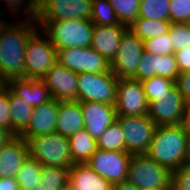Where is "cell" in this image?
Masks as SVG:
<instances>
[{
	"label": "cell",
	"mask_w": 190,
	"mask_h": 190,
	"mask_svg": "<svg viewBox=\"0 0 190 190\" xmlns=\"http://www.w3.org/2000/svg\"><path fill=\"white\" fill-rule=\"evenodd\" d=\"M7 86L33 107L41 106L52 99L43 79L12 78L7 80Z\"/></svg>",
	"instance_id": "cell-20"
},
{
	"label": "cell",
	"mask_w": 190,
	"mask_h": 190,
	"mask_svg": "<svg viewBox=\"0 0 190 190\" xmlns=\"http://www.w3.org/2000/svg\"><path fill=\"white\" fill-rule=\"evenodd\" d=\"M58 101L51 99L41 106L34 107L27 129L20 135L27 140L56 132Z\"/></svg>",
	"instance_id": "cell-17"
},
{
	"label": "cell",
	"mask_w": 190,
	"mask_h": 190,
	"mask_svg": "<svg viewBox=\"0 0 190 190\" xmlns=\"http://www.w3.org/2000/svg\"><path fill=\"white\" fill-rule=\"evenodd\" d=\"M68 141L74 164L87 163L98 149L97 140L93 139L85 128L71 135Z\"/></svg>",
	"instance_id": "cell-24"
},
{
	"label": "cell",
	"mask_w": 190,
	"mask_h": 190,
	"mask_svg": "<svg viewBox=\"0 0 190 190\" xmlns=\"http://www.w3.org/2000/svg\"><path fill=\"white\" fill-rule=\"evenodd\" d=\"M37 28V21L23 20H5L0 26V74L6 80L25 78L26 42Z\"/></svg>",
	"instance_id": "cell-1"
},
{
	"label": "cell",
	"mask_w": 190,
	"mask_h": 190,
	"mask_svg": "<svg viewBox=\"0 0 190 190\" xmlns=\"http://www.w3.org/2000/svg\"><path fill=\"white\" fill-rule=\"evenodd\" d=\"M169 35L174 52L190 46V24L189 23H171Z\"/></svg>",
	"instance_id": "cell-35"
},
{
	"label": "cell",
	"mask_w": 190,
	"mask_h": 190,
	"mask_svg": "<svg viewBox=\"0 0 190 190\" xmlns=\"http://www.w3.org/2000/svg\"><path fill=\"white\" fill-rule=\"evenodd\" d=\"M143 89L148 103L168 94V91L175 85L171 79L154 76L142 81Z\"/></svg>",
	"instance_id": "cell-33"
},
{
	"label": "cell",
	"mask_w": 190,
	"mask_h": 190,
	"mask_svg": "<svg viewBox=\"0 0 190 190\" xmlns=\"http://www.w3.org/2000/svg\"><path fill=\"white\" fill-rule=\"evenodd\" d=\"M139 17L170 21V0H140Z\"/></svg>",
	"instance_id": "cell-30"
},
{
	"label": "cell",
	"mask_w": 190,
	"mask_h": 190,
	"mask_svg": "<svg viewBox=\"0 0 190 190\" xmlns=\"http://www.w3.org/2000/svg\"><path fill=\"white\" fill-rule=\"evenodd\" d=\"M33 1H34V3L38 6L39 3H40L42 0H33Z\"/></svg>",
	"instance_id": "cell-48"
},
{
	"label": "cell",
	"mask_w": 190,
	"mask_h": 190,
	"mask_svg": "<svg viewBox=\"0 0 190 190\" xmlns=\"http://www.w3.org/2000/svg\"><path fill=\"white\" fill-rule=\"evenodd\" d=\"M84 117V128L95 140L106 131V128L112 125L117 114L115 106L94 101L80 102Z\"/></svg>",
	"instance_id": "cell-16"
},
{
	"label": "cell",
	"mask_w": 190,
	"mask_h": 190,
	"mask_svg": "<svg viewBox=\"0 0 190 190\" xmlns=\"http://www.w3.org/2000/svg\"><path fill=\"white\" fill-rule=\"evenodd\" d=\"M2 1L4 4H6V9L5 10H9L10 13L12 12V14L15 16L16 14V18L17 16L19 17L22 13V18H20L19 20H23V21H37V5L34 3L33 0H0ZM3 9L0 10V17L4 20H7L5 18L6 12L4 13V11H2ZM15 13V14H14Z\"/></svg>",
	"instance_id": "cell-32"
},
{
	"label": "cell",
	"mask_w": 190,
	"mask_h": 190,
	"mask_svg": "<svg viewBox=\"0 0 190 190\" xmlns=\"http://www.w3.org/2000/svg\"><path fill=\"white\" fill-rule=\"evenodd\" d=\"M99 150L125 151V137L120 124L115 121L97 140Z\"/></svg>",
	"instance_id": "cell-29"
},
{
	"label": "cell",
	"mask_w": 190,
	"mask_h": 190,
	"mask_svg": "<svg viewBox=\"0 0 190 190\" xmlns=\"http://www.w3.org/2000/svg\"><path fill=\"white\" fill-rule=\"evenodd\" d=\"M84 128V117L77 100L58 101L56 133L70 137Z\"/></svg>",
	"instance_id": "cell-21"
},
{
	"label": "cell",
	"mask_w": 190,
	"mask_h": 190,
	"mask_svg": "<svg viewBox=\"0 0 190 190\" xmlns=\"http://www.w3.org/2000/svg\"><path fill=\"white\" fill-rule=\"evenodd\" d=\"M127 30L128 28L122 24L113 26L94 24L90 46L111 63L116 56L120 40Z\"/></svg>",
	"instance_id": "cell-18"
},
{
	"label": "cell",
	"mask_w": 190,
	"mask_h": 190,
	"mask_svg": "<svg viewBox=\"0 0 190 190\" xmlns=\"http://www.w3.org/2000/svg\"><path fill=\"white\" fill-rule=\"evenodd\" d=\"M91 21L93 24L104 26L120 24L108 0H92Z\"/></svg>",
	"instance_id": "cell-31"
},
{
	"label": "cell",
	"mask_w": 190,
	"mask_h": 190,
	"mask_svg": "<svg viewBox=\"0 0 190 190\" xmlns=\"http://www.w3.org/2000/svg\"><path fill=\"white\" fill-rule=\"evenodd\" d=\"M69 182V168L42 166L41 182L33 190H65Z\"/></svg>",
	"instance_id": "cell-25"
},
{
	"label": "cell",
	"mask_w": 190,
	"mask_h": 190,
	"mask_svg": "<svg viewBox=\"0 0 190 190\" xmlns=\"http://www.w3.org/2000/svg\"><path fill=\"white\" fill-rule=\"evenodd\" d=\"M170 22H190V0H170Z\"/></svg>",
	"instance_id": "cell-38"
},
{
	"label": "cell",
	"mask_w": 190,
	"mask_h": 190,
	"mask_svg": "<svg viewBox=\"0 0 190 190\" xmlns=\"http://www.w3.org/2000/svg\"><path fill=\"white\" fill-rule=\"evenodd\" d=\"M171 190H190V164L172 171Z\"/></svg>",
	"instance_id": "cell-39"
},
{
	"label": "cell",
	"mask_w": 190,
	"mask_h": 190,
	"mask_svg": "<svg viewBox=\"0 0 190 190\" xmlns=\"http://www.w3.org/2000/svg\"><path fill=\"white\" fill-rule=\"evenodd\" d=\"M171 22L166 20H151L138 18V20L128 28L140 39H150L168 33Z\"/></svg>",
	"instance_id": "cell-27"
},
{
	"label": "cell",
	"mask_w": 190,
	"mask_h": 190,
	"mask_svg": "<svg viewBox=\"0 0 190 190\" xmlns=\"http://www.w3.org/2000/svg\"><path fill=\"white\" fill-rule=\"evenodd\" d=\"M15 136L6 128L0 126V148L11 141Z\"/></svg>",
	"instance_id": "cell-44"
},
{
	"label": "cell",
	"mask_w": 190,
	"mask_h": 190,
	"mask_svg": "<svg viewBox=\"0 0 190 190\" xmlns=\"http://www.w3.org/2000/svg\"><path fill=\"white\" fill-rule=\"evenodd\" d=\"M149 103L142 82L133 78L118 80L115 110L117 116H140L148 114Z\"/></svg>",
	"instance_id": "cell-13"
},
{
	"label": "cell",
	"mask_w": 190,
	"mask_h": 190,
	"mask_svg": "<svg viewBox=\"0 0 190 190\" xmlns=\"http://www.w3.org/2000/svg\"><path fill=\"white\" fill-rule=\"evenodd\" d=\"M58 63L76 73L109 72L110 62L89 47L63 48L57 50Z\"/></svg>",
	"instance_id": "cell-11"
},
{
	"label": "cell",
	"mask_w": 190,
	"mask_h": 190,
	"mask_svg": "<svg viewBox=\"0 0 190 190\" xmlns=\"http://www.w3.org/2000/svg\"><path fill=\"white\" fill-rule=\"evenodd\" d=\"M154 76H156V55L144 51L136 74L132 78L142 82Z\"/></svg>",
	"instance_id": "cell-37"
},
{
	"label": "cell",
	"mask_w": 190,
	"mask_h": 190,
	"mask_svg": "<svg viewBox=\"0 0 190 190\" xmlns=\"http://www.w3.org/2000/svg\"><path fill=\"white\" fill-rule=\"evenodd\" d=\"M118 80L111 70L103 73H78L77 101L115 106Z\"/></svg>",
	"instance_id": "cell-7"
},
{
	"label": "cell",
	"mask_w": 190,
	"mask_h": 190,
	"mask_svg": "<svg viewBox=\"0 0 190 190\" xmlns=\"http://www.w3.org/2000/svg\"><path fill=\"white\" fill-rule=\"evenodd\" d=\"M184 104L178 87L174 85L168 94L149 103L148 116L157 126L183 124Z\"/></svg>",
	"instance_id": "cell-14"
},
{
	"label": "cell",
	"mask_w": 190,
	"mask_h": 190,
	"mask_svg": "<svg viewBox=\"0 0 190 190\" xmlns=\"http://www.w3.org/2000/svg\"><path fill=\"white\" fill-rule=\"evenodd\" d=\"M5 89L9 92L10 120L14 136H20L29 124L34 107L29 105L25 99L16 95L7 85Z\"/></svg>",
	"instance_id": "cell-23"
},
{
	"label": "cell",
	"mask_w": 190,
	"mask_h": 190,
	"mask_svg": "<svg viewBox=\"0 0 190 190\" xmlns=\"http://www.w3.org/2000/svg\"><path fill=\"white\" fill-rule=\"evenodd\" d=\"M190 133L182 125L157 126L146 153L152 160L171 171L189 164Z\"/></svg>",
	"instance_id": "cell-2"
},
{
	"label": "cell",
	"mask_w": 190,
	"mask_h": 190,
	"mask_svg": "<svg viewBox=\"0 0 190 190\" xmlns=\"http://www.w3.org/2000/svg\"><path fill=\"white\" fill-rule=\"evenodd\" d=\"M41 30L48 36L56 50L89 47L94 24L88 19H65L47 21Z\"/></svg>",
	"instance_id": "cell-3"
},
{
	"label": "cell",
	"mask_w": 190,
	"mask_h": 190,
	"mask_svg": "<svg viewBox=\"0 0 190 190\" xmlns=\"http://www.w3.org/2000/svg\"><path fill=\"white\" fill-rule=\"evenodd\" d=\"M92 0H42L37 6V25L65 19L91 20Z\"/></svg>",
	"instance_id": "cell-9"
},
{
	"label": "cell",
	"mask_w": 190,
	"mask_h": 190,
	"mask_svg": "<svg viewBox=\"0 0 190 190\" xmlns=\"http://www.w3.org/2000/svg\"><path fill=\"white\" fill-rule=\"evenodd\" d=\"M132 154L126 151H107L97 149L86 163L98 175L112 185L127 180Z\"/></svg>",
	"instance_id": "cell-10"
},
{
	"label": "cell",
	"mask_w": 190,
	"mask_h": 190,
	"mask_svg": "<svg viewBox=\"0 0 190 190\" xmlns=\"http://www.w3.org/2000/svg\"><path fill=\"white\" fill-rule=\"evenodd\" d=\"M29 156L42 165L70 168L74 165L68 137L51 133L26 140Z\"/></svg>",
	"instance_id": "cell-5"
},
{
	"label": "cell",
	"mask_w": 190,
	"mask_h": 190,
	"mask_svg": "<svg viewBox=\"0 0 190 190\" xmlns=\"http://www.w3.org/2000/svg\"><path fill=\"white\" fill-rule=\"evenodd\" d=\"M189 164H190V147H189Z\"/></svg>",
	"instance_id": "cell-50"
},
{
	"label": "cell",
	"mask_w": 190,
	"mask_h": 190,
	"mask_svg": "<svg viewBox=\"0 0 190 190\" xmlns=\"http://www.w3.org/2000/svg\"><path fill=\"white\" fill-rule=\"evenodd\" d=\"M7 80L0 74V92L5 89Z\"/></svg>",
	"instance_id": "cell-47"
},
{
	"label": "cell",
	"mask_w": 190,
	"mask_h": 190,
	"mask_svg": "<svg viewBox=\"0 0 190 190\" xmlns=\"http://www.w3.org/2000/svg\"><path fill=\"white\" fill-rule=\"evenodd\" d=\"M57 62V50L41 28H37L26 42L25 78L43 79Z\"/></svg>",
	"instance_id": "cell-6"
},
{
	"label": "cell",
	"mask_w": 190,
	"mask_h": 190,
	"mask_svg": "<svg viewBox=\"0 0 190 190\" xmlns=\"http://www.w3.org/2000/svg\"><path fill=\"white\" fill-rule=\"evenodd\" d=\"M113 190H139V189L128 180H124L122 182L113 185Z\"/></svg>",
	"instance_id": "cell-46"
},
{
	"label": "cell",
	"mask_w": 190,
	"mask_h": 190,
	"mask_svg": "<svg viewBox=\"0 0 190 190\" xmlns=\"http://www.w3.org/2000/svg\"><path fill=\"white\" fill-rule=\"evenodd\" d=\"M127 180L139 190H171L172 171L159 165L147 154H133Z\"/></svg>",
	"instance_id": "cell-4"
},
{
	"label": "cell",
	"mask_w": 190,
	"mask_h": 190,
	"mask_svg": "<svg viewBox=\"0 0 190 190\" xmlns=\"http://www.w3.org/2000/svg\"><path fill=\"white\" fill-rule=\"evenodd\" d=\"M125 137V151L130 154H146L150 148L157 125L148 114L117 116Z\"/></svg>",
	"instance_id": "cell-8"
},
{
	"label": "cell",
	"mask_w": 190,
	"mask_h": 190,
	"mask_svg": "<svg viewBox=\"0 0 190 190\" xmlns=\"http://www.w3.org/2000/svg\"><path fill=\"white\" fill-rule=\"evenodd\" d=\"M0 126L8 129L13 134L10 120L9 92L6 89L0 92Z\"/></svg>",
	"instance_id": "cell-40"
},
{
	"label": "cell",
	"mask_w": 190,
	"mask_h": 190,
	"mask_svg": "<svg viewBox=\"0 0 190 190\" xmlns=\"http://www.w3.org/2000/svg\"><path fill=\"white\" fill-rule=\"evenodd\" d=\"M144 51L155 55L174 54L169 32L159 37L143 40Z\"/></svg>",
	"instance_id": "cell-36"
},
{
	"label": "cell",
	"mask_w": 190,
	"mask_h": 190,
	"mask_svg": "<svg viewBox=\"0 0 190 190\" xmlns=\"http://www.w3.org/2000/svg\"><path fill=\"white\" fill-rule=\"evenodd\" d=\"M52 99L57 101L77 100L78 73L60 65L51 67L43 78Z\"/></svg>",
	"instance_id": "cell-15"
},
{
	"label": "cell",
	"mask_w": 190,
	"mask_h": 190,
	"mask_svg": "<svg viewBox=\"0 0 190 190\" xmlns=\"http://www.w3.org/2000/svg\"><path fill=\"white\" fill-rule=\"evenodd\" d=\"M68 188L71 190H113V185L86 163L69 168Z\"/></svg>",
	"instance_id": "cell-22"
},
{
	"label": "cell",
	"mask_w": 190,
	"mask_h": 190,
	"mask_svg": "<svg viewBox=\"0 0 190 190\" xmlns=\"http://www.w3.org/2000/svg\"><path fill=\"white\" fill-rule=\"evenodd\" d=\"M144 53L143 40L127 30L120 40L116 56L110 63L111 72L118 78H132Z\"/></svg>",
	"instance_id": "cell-12"
},
{
	"label": "cell",
	"mask_w": 190,
	"mask_h": 190,
	"mask_svg": "<svg viewBox=\"0 0 190 190\" xmlns=\"http://www.w3.org/2000/svg\"><path fill=\"white\" fill-rule=\"evenodd\" d=\"M42 164L28 156L15 176L19 188L33 190L41 182Z\"/></svg>",
	"instance_id": "cell-26"
},
{
	"label": "cell",
	"mask_w": 190,
	"mask_h": 190,
	"mask_svg": "<svg viewBox=\"0 0 190 190\" xmlns=\"http://www.w3.org/2000/svg\"><path fill=\"white\" fill-rule=\"evenodd\" d=\"M184 102L190 101V71L180 73L175 81Z\"/></svg>",
	"instance_id": "cell-41"
},
{
	"label": "cell",
	"mask_w": 190,
	"mask_h": 190,
	"mask_svg": "<svg viewBox=\"0 0 190 190\" xmlns=\"http://www.w3.org/2000/svg\"><path fill=\"white\" fill-rule=\"evenodd\" d=\"M123 26L131 27L139 18L140 0H108Z\"/></svg>",
	"instance_id": "cell-28"
},
{
	"label": "cell",
	"mask_w": 190,
	"mask_h": 190,
	"mask_svg": "<svg viewBox=\"0 0 190 190\" xmlns=\"http://www.w3.org/2000/svg\"><path fill=\"white\" fill-rule=\"evenodd\" d=\"M29 156L25 139L15 136L0 148V178H15L23 162Z\"/></svg>",
	"instance_id": "cell-19"
},
{
	"label": "cell",
	"mask_w": 190,
	"mask_h": 190,
	"mask_svg": "<svg viewBox=\"0 0 190 190\" xmlns=\"http://www.w3.org/2000/svg\"><path fill=\"white\" fill-rule=\"evenodd\" d=\"M180 74L174 54L156 55V76L176 81Z\"/></svg>",
	"instance_id": "cell-34"
},
{
	"label": "cell",
	"mask_w": 190,
	"mask_h": 190,
	"mask_svg": "<svg viewBox=\"0 0 190 190\" xmlns=\"http://www.w3.org/2000/svg\"><path fill=\"white\" fill-rule=\"evenodd\" d=\"M180 73L190 71V46L174 52Z\"/></svg>",
	"instance_id": "cell-42"
},
{
	"label": "cell",
	"mask_w": 190,
	"mask_h": 190,
	"mask_svg": "<svg viewBox=\"0 0 190 190\" xmlns=\"http://www.w3.org/2000/svg\"><path fill=\"white\" fill-rule=\"evenodd\" d=\"M19 184L15 178H0V190H19Z\"/></svg>",
	"instance_id": "cell-43"
},
{
	"label": "cell",
	"mask_w": 190,
	"mask_h": 190,
	"mask_svg": "<svg viewBox=\"0 0 190 190\" xmlns=\"http://www.w3.org/2000/svg\"><path fill=\"white\" fill-rule=\"evenodd\" d=\"M187 131L190 133V101L184 104L183 124Z\"/></svg>",
	"instance_id": "cell-45"
},
{
	"label": "cell",
	"mask_w": 190,
	"mask_h": 190,
	"mask_svg": "<svg viewBox=\"0 0 190 190\" xmlns=\"http://www.w3.org/2000/svg\"><path fill=\"white\" fill-rule=\"evenodd\" d=\"M4 21H5V20L0 17V26L2 25V23H3Z\"/></svg>",
	"instance_id": "cell-49"
}]
</instances>
